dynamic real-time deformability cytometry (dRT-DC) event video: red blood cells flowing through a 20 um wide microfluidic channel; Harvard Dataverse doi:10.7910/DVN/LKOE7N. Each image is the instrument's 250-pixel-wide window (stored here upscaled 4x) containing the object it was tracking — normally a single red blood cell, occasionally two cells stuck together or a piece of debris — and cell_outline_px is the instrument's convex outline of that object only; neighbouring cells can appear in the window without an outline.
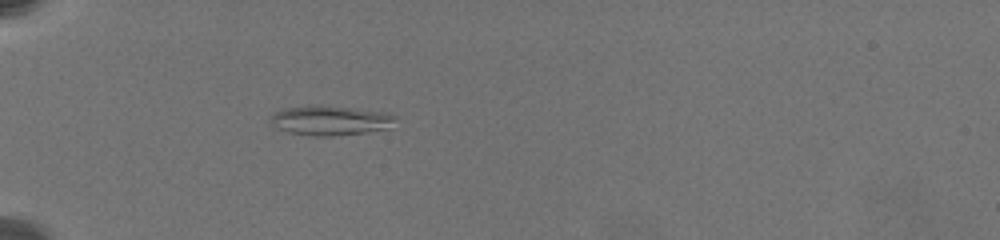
{"species": "common noctule bat (a hibernating species)", "species_latin": "Nyctalus noctula", "temperature_condition": "warm", "stored_images_in_passage": 2, "camera_frame_rate_fps": 3000, "um_per_image_px": 0.085, "animal": {"sex": "female", "body_mass_g": 19.5, "forearm_length_mm": 54.1}, "frame": {"image": 1, "passage_image": 1, "time_ms": 0.0, "image_size_px": [1000, 240], "cell_outline_px": [[396, 116], [388, 128], [368, 132], [332, 136], [312, 136], [288, 132], [276, 128], [268, 124], [268, 120], [272, 112], [284, 108], [312, 104], [320, 104], [388, 112]], "centroid_in_image_um": [27.98, 10.22], "position_along_channel_um": 57.0, "area_um2": 22.14}}